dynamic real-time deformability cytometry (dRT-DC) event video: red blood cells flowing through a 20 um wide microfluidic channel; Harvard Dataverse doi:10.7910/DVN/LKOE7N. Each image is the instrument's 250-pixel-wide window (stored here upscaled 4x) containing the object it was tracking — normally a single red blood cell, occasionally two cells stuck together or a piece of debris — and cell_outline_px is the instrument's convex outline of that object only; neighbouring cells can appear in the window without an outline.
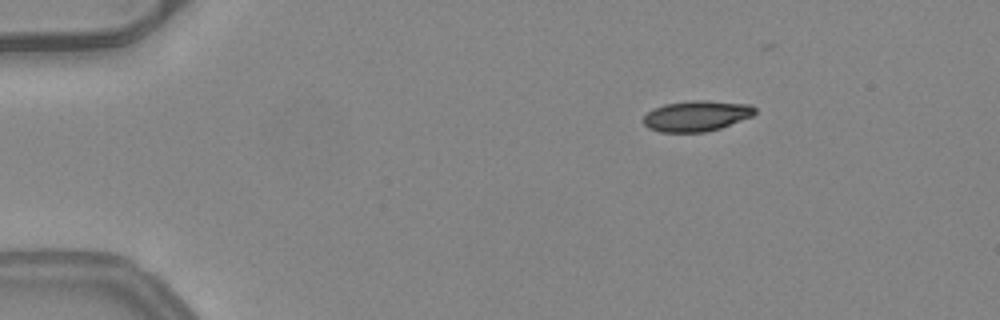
{"species": "common noctule bat (a hibernating species)", "species_latin": "Nyctalus noctula", "temperature_condition": "warm", "stored_images_in_passage": 44, "camera_frame_rate_fps": 3000, "um_per_image_px": 0.085, "animal": {"sex": "female", "body_mass_g": 24.6, "forearm_length_mm": 56.2}, "frame": {"image": 1, "passage_image": 1, "time_ms": 0.0, "image_size_px": [1000, 320], "cell_outline_px": [[756, 112], [752, 116], [720, 128], [704, 132], [660, 132], [648, 128], [644, 124], [644, 116], [652, 108], [664, 104], [692, 100], [708, 100], [752, 104], [756, 108]], "centroid_in_image_um": [59.21, 9.84], "position_along_channel_um": 25.8, "area_um2": 20.06}}
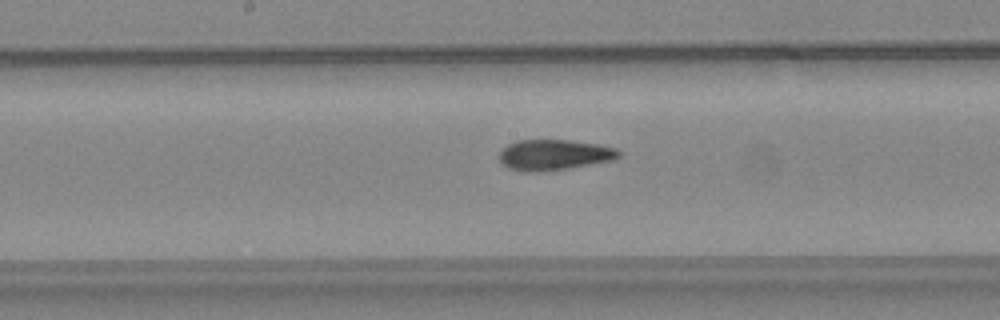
{"frame": {"image": 2, "passage_image": 20, "time_ms": 6.333, "image_size_px": [1000, 320], "cell_outline_px": [[620, 156], [612, 160], [568, 168], [540, 172], [524, 172], [508, 168], [500, 164], [500, 152], [508, 144], [516, 140], [568, 140], [596, 144], [616, 148], [620, 152]], "centroid_in_image_um": [47.05, 13.17], "position_along_channel_um": 201.1, "area_um2": 21.27}}
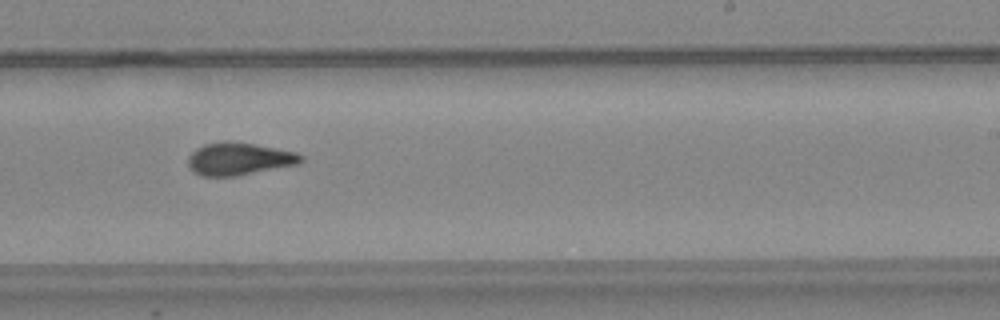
{"frame": {"image": 3, "passage_image": 25, "time_ms": 8.0, "image_size_px": [1000, 320], "cell_outline_px": [[304, 160], [296, 164], [236, 176], [200, 176], [192, 172], [188, 164], [188, 156], [196, 148], [204, 144], [224, 140], [228, 140], [276, 148], [296, 152], [304, 156]], "centroid_in_image_um": [20.27, 13.5], "position_along_channel_um": 268.7, "area_um2": 21.44}, "authors_computed_cell_mechanics": {"area_um2": 21.2704, "velocity_mm_per_s": 4.0743, "shape_relaxation_time_tau1_ms": null, "shape_relaxation_time_tau2_ms": 1.9668, "deformation_change_tau1": null, "deformation_change_tau2": 0.0842}}